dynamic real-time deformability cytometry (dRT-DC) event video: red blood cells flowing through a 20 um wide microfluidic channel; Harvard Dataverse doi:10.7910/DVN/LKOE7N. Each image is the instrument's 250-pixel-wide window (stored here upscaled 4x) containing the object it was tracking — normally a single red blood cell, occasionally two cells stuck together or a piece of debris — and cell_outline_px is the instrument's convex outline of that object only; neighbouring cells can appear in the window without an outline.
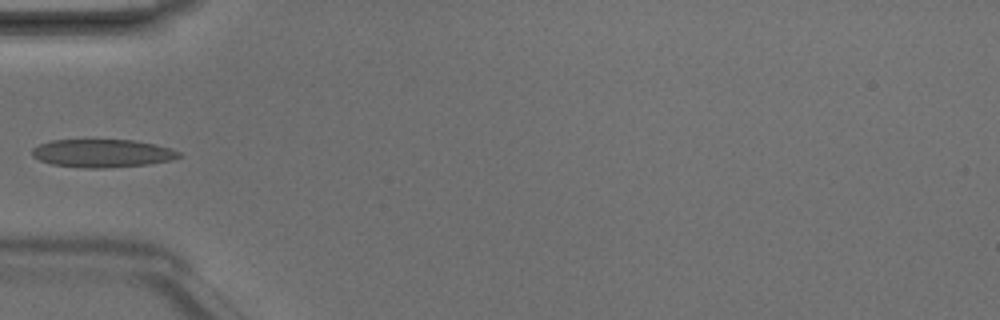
{"species": "Egyptian fruit bat (a non-hibernating species)", "species_latin": "Rousettus aegyptiacus", "temperature_condition": "room temperature", "stored_images_in_passage": 5, "camera_frame_rate_fps": 3000, "um_per_image_px": 0.085, "animal": {"sex": "male"}, "frame": {"image": 1, "passage_image": 5, "time_ms": 1.333, "image_size_px": [1000, 320], "cell_outline_px": [[184, 156], [172, 160], [148, 164], [104, 168], [84, 168], [52, 164], [40, 160], [32, 156], [32, 148], [40, 144], [52, 140], [132, 140], [156, 144], [172, 148], [180, 152]], "centroid_in_image_um": [8.74, 13.03], "position_along_channel_um": 76.3, "area_um2": 24.1}}